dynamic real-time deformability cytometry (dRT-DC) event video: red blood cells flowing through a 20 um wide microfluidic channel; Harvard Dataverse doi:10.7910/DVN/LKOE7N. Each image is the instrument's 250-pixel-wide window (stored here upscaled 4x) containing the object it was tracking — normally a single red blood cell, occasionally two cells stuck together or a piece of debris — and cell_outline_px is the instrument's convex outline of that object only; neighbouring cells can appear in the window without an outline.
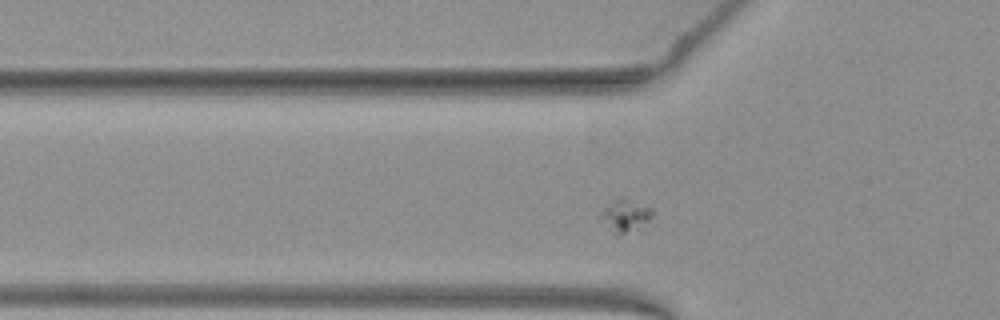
{"species": "common noctule bat (a hibernating species)", "species_latin": "Nyctalus noctula", "temperature_condition": "warm", "stored_images_in_passage": 39, "camera_frame_rate_fps": 3000, "um_per_image_px": 0.085, "animal": {"sex": "female", "body_mass_g": 19.3, "forearm_length_mm": 54.1}, "frame": {"image": 1, "passage_image": 6, "time_ms": 1.667, "image_size_px": [1000, 320], "cell_outline_px": [[656, 216], [648, 232], [620, 236], [616, 236], [600, 220], [600, 216], [604, 208], [620, 196], [652, 208], [656, 212]], "centroid_in_image_um": [53.34, 18.46], "position_along_channel_um": 72.5, "area_um2": 11.21}}
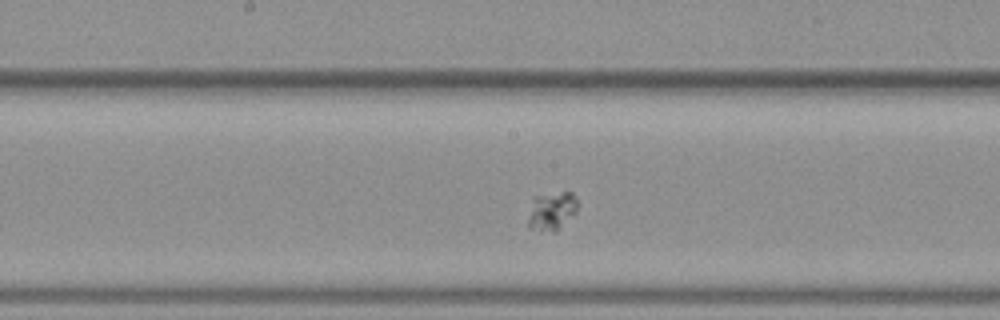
{"frame": {"image": 2, "passage_image": 16, "time_ms": 5.0, "image_size_px": [1000, 320], "cell_outline_px": [[580, 204], [576, 212], [556, 232], [552, 232], [528, 228], [528, 220], [532, 196], [564, 192], [572, 192], [576, 196]], "centroid_in_image_um": [46.92, 17.92], "position_along_channel_um": 201.3, "area_um2": 11.33}}
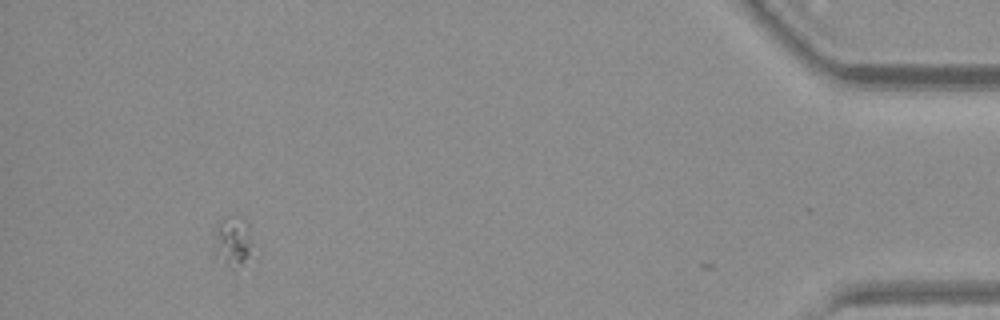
{"frame": {"image": 3, "passage_image": 38, "time_ms": 12.333, "image_size_px": [1000, 320], "cell_outline_px": [[260, 252], [256, 256], [236, 272], [212, 260], [212, 248], [216, 224], [224, 216], [244, 216], [248, 224]], "centroid_in_image_um": [19.87, 20.66], "position_along_channel_um": 415.3, "area_um2": 13.87}}